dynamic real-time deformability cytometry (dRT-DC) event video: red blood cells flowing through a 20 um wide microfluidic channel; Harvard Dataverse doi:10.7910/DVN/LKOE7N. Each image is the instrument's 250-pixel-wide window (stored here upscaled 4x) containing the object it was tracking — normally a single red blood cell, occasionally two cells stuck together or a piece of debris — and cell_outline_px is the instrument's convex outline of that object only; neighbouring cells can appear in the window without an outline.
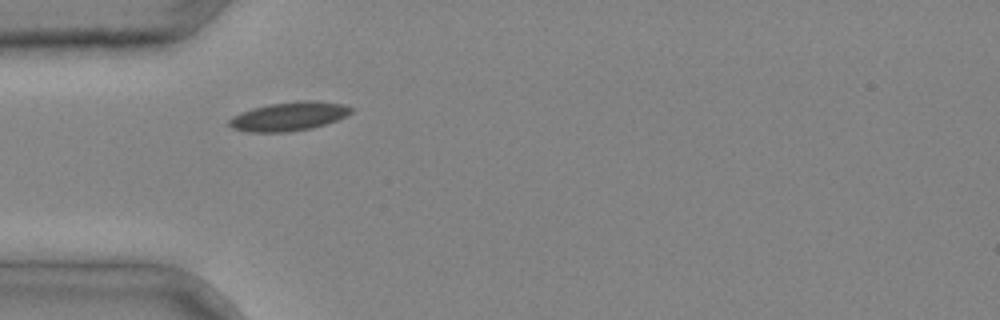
{"species": "common noctule bat (a hibernating species)", "species_latin": "Nyctalus noctula", "temperature_condition": "cold", "stored_images_in_passage": 1, "camera_frame_rate_fps": 3000, "um_per_image_px": 0.085, "animal": {"sex": "male", "body_mass_g": 20.4}, "frame": {"image": 1, "passage_image": 1, "time_ms": 0.0, "image_size_px": [1000, 320], "cell_outline_px": [[356, 108], [352, 112], [336, 120], [312, 128], [288, 132], [244, 132], [232, 128], [228, 124], [228, 120], [232, 116], [240, 112], [252, 108], [272, 104], [300, 100], [312, 100], [344, 104]], "centroid_in_image_um": [24.54, 9.89], "position_along_channel_um": 60.5, "area_um2": 20.58}}